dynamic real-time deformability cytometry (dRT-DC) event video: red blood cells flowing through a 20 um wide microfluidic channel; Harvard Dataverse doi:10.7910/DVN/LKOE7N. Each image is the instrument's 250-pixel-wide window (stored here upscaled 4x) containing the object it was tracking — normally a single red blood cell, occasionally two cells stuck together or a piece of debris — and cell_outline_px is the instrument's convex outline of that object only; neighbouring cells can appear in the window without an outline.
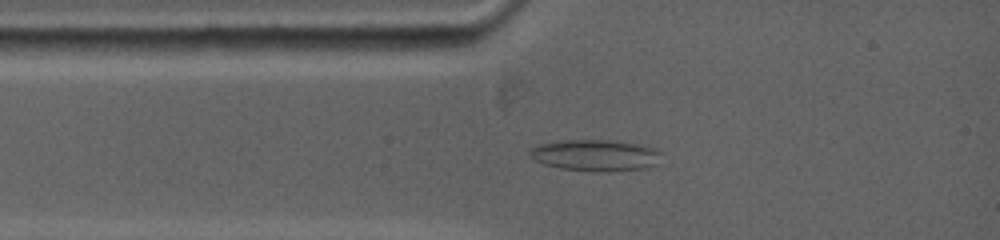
{"species": "common noctule bat (a hibernating species)", "species_latin": "Nyctalus noctula", "temperature_condition": "warm", "stored_images_in_passage": 50, "camera_frame_rate_fps": 5000, "um_per_image_px": 0.085, "animal": {"sex": "female", "body_mass_g": 19.0, "forearm_length_mm": 53.3}, "frame": {"image": 1, "passage_image": 6, "time_ms": 1.8, "image_size_px": [1000, 240], "cell_outline_px": [[660, 152], [652, 164], [644, 168], [560, 168], [544, 164], [536, 160], [528, 152], [532, 148], [540, 144], [564, 140], [608, 140], [640, 144], [656, 148]], "centroid_in_image_um": [50.53, 13.12], "position_along_channel_um": 34.5, "area_um2": 22.31}}
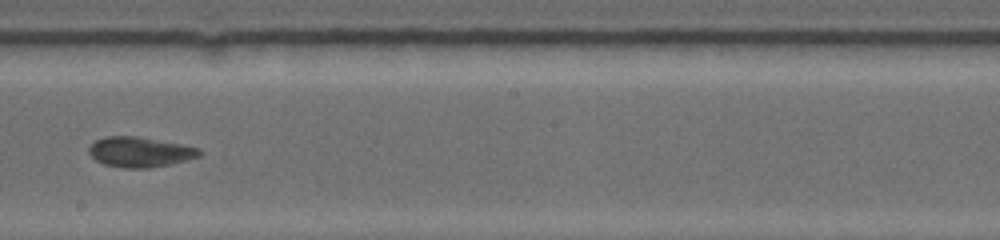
{"frame": {"image": 2, "passage_image": 25, "time_ms": 7.2, "image_size_px": [1000, 240], "cell_outline_px": [[200, 156], [168, 164], [148, 168], [124, 168], [104, 164], [96, 160], [88, 152], [88, 148], [96, 140], [108, 136], [136, 136], [180, 144], [196, 148], [200, 152]], "centroid_in_image_um": [11.83, 12.92], "position_along_channel_um": 236.4, "area_um2": 18.96}}
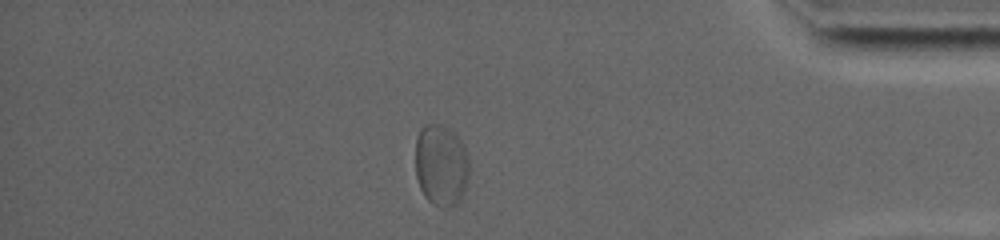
{"frame": {"image": 3, "passage_image": 44, "time_ms": 12.4, "image_size_px": [1000, 240], "cell_outline_px": [[468, 180], [464, 192], [460, 200], [456, 204], [448, 208], [444, 208], [432, 204], [424, 196], [420, 188], [416, 176], [416, 140], [420, 128], [424, 124], [440, 124], [448, 128], [464, 144], [468, 160]], "centroid_in_image_um": [37.49, 14.06], "position_along_channel_um": 397.7, "area_um2": 25.78}, "authors_computed_cell_mechanics": {"area_um2": 19.0451, "velocity_mm_per_s": 3.7893, "shape_relaxation_time_tau1_ms": null, "shape_relaxation_time_tau2_ms": 2.6859, "deformation_change_tau1": null, "deformation_change_tau2": 0.0597}}